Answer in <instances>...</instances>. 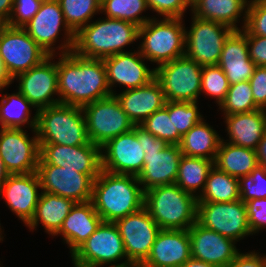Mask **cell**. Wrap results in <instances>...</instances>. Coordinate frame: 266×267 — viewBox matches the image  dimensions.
Returning <instances> with one entry per match:
<instances>
[{
	"label": "cell",
	"mask_w": 266,
	"mask_h": 267,
	"mask_svg": "<svg viewBox=\"0 0 266 267\" xmlns=\"http://www.w3.org/2000/svg\"><path fill=\"white\" fill-rule=\"evenodd\" d=\"M58 98L60 103L83 107L111 94L103 59H89L73 51L59 54Z\"/></svg>",
	"instance_id": "6da1fadb"
},
{
	"label": "cell",
	"mask_w": 266,
	"mask_h": 267,
	"mask_svg": "<svg viewBox=\"0 0 266 267\" xmlns=\"http://www.w3.org/2000/svg\"><path fill=\"white\" fill-rule=\"evenodd\" d=\"M91 202L104 222H115L144 207V191L137 176L102 170L93 182Z\"/></svg>",
	"instance_id": "7a4b0ae2"
},
{
	"label": "cell",
	"mask_w": 266,
	"mask_h": 267,
	"mask_svg": "<svg viewBox=\"0 0 266 267\" xmlns=\"http://www.w3.org/2000/svg\"><path fill=\"white\" fill-rule=\"evenodd\" d=\"M91 22L75 34L73 52L78 56L104 59L138 40L139 27L133 23L107 17Z\"/></svg>",
	"instance_id": "3957f363"
},
{
	"label": "cell",
	"mask_w": 266,
	"mask_h": 267,
	"mask_svg": "<svg viewBox=\"0 0 266 267\" xmlns=\"http://www.w3.org/2000/svg\"><path fill=\"white\" fill-rule=\"evenodd\" d=\"M197 197L176 183L144 192V207L160 229L188 230L197 221Z\"/></svg>",
	"instance_id": "277c9868"
},
{
	"label": "cell",
	"mask_w": 266,
	"mask_h": 267,
	"mask_svg": "<svg viewBox=\"0 0 266 267\" xmlns=\"http://www.w3.org/2000/svg\"><path fill=\"white\" fill-rule=\"evenodd\" d=\"M36 131L39 144L79 146L90 142L82 107L59 103L38 110Z\"/></svg>",
	"instance_id": "5b68a950"
},
{
	"label": "cell",
	"mask_w": 266,
	"mask_h": 267,
	"mask_svg": "<svg viewBox=\"0 0 266 267\" xmlns=\"http://www.w3.org/2000/svg\"><path fill=\"white\" fill-rule=\"evenodd\" d=\"M152 18L139 27L138 47L141 55L157 66L171 62L185 54V26L183 18Z\"/></svg>",
	"instance_id": "8992f818"
},
{
	"label": "cell",
	"mask_w": 266,
	"mask_h": 267,
	"mask_svg": "<svg viewBox=\"0 0 266 267\" xmlns=\"http://www.w3.org/2000/svg\"><path fill=\"white\" fill-rule=\"evenodd\" d=\"M71 257L74 267H104L107 264H111L108 267H135L127 260L122 237L114 222L102 221ZM124 258L126 260L121 262Z\"/></svg>",
	"instance_id": "52a82bcc"
},
{
	"label": "cell",
	"mask_w": 266,
	"mask_h": 267,
	"mask_svg": "<svg viewBox=\"0 0 266 267\" xmlns=\"http://www.w3.org/2000/svg\"><path fill=\"white\" fill-rule=\"evenodd\" d=\"M144 166L137 176L144 192L176 182L182 157L179 145L168 144L143 129Z\"/></svg>",
	"instance_id": "ba28073f"
},
{
	"label": "cell",
	"mask_w": 266,
	"mask_h": 267,
	"mask_svg": "<svg viewBox=\"0 0 266 267\" xmlns=\"http://www.w3.org/2000/svg\"><path fill=\"white\" fill-rule=\"evenodd\" d=\"M202 67L185 55L156 66L155 78L161 84L166 101L198 102Z\"/></svg>",
	"instance_id": "9c48e42d"
},
{
	"label": "cell",
	"mask_w": 266,
	"mask_h": 267,
	"mask_svg": "<svg viewBox=\"0 0 266 267\" xmlns=\"http://www.w3.org/2000/svg\"><path fill=\"white\" fill-rule=\"evenodd\" d=\"M90 142L102 147L135 126L112 94L82 107Z\"/></svg>",
	"instance_id": "30bf717a"
},
{
	"label": "cell",
	"mask_w": 266,
	"mask_h": 267,
	"mask_svg": "<svg viewBox=\"0 0 266 267\" xmlns=\"http://www.w3.org/2000/svg\"><path fill=\"white\" fill-rule=\"evenodd\" d=\"M49 56L22 27L0 25V57L13 82L19 73L38 66Z\"/></svg>",
	"instance_id": "8fae6325"
},
{
	"label": "cell",
	"mask_w": 266,
	"mask_h": 267,
	"mask_svg": "<svg viewBox=\"0 0 266 267\" xmlns=\"http://www.w3.org/2000/svg\"><path fill=\"white\" fill-rule=\"evenodd\" d=\"M22 28L50 56H55L57 48L61 52L60 54L73 51L75 34L65 23L63 12L57 0L43 1L39 11ZM62 28L65 31L64 38L66 40H63L61 46L54 48L53 45L57 42Z\"/></svg>",
	"instance_id": "7c38bea8"
},
{
	"label": "cell",
	"mask_w": 266,
	"mask_h": 267,
	"mask_svg": "<svg viewBox=\"0 0 266 267\" xmlns=\"http://www.w3.org/2000/svg\"><path fill=\"white\" fill-rule=\"evenodd\" d=\"M190 30L185 29V56L201 66L218 65L231 27L193 16Z\"/></svg>",
	"instance_id": "4fadbf2b"
},
{
	"label": "cell",
	"mask_w": 266,
	"mask_h": 267,
	"mask_svg": "<svg viewBox=\"0 0 266 267\" xmlns=\"http://www.w3.org/2000/svg\"><path fill=\"white\" fill-rule=\"evenodd\" d=\"M197 222L236 242L252 235L246 204L241 199L233 202H198Z\"/></svg>",
	"instance_id": "5bb4252c"
},
{
	"label": "cell",
	"mask_w": 266,
	"mask_h": 267,
	"mask_svg": "<svg viewBox=\"0 0 266 267\" xmlns=\"http://www.w3.org/2000/svg\"><path fill=\"white\" fill-rule=\"evenodd\" d=\"M101 151L102 170L138 176L144 166L143 128L134 126L131 131L109 140Z\"/></svg>",
	"instance_id": "9a60e30c"
},
{
	"label": "cell",
	"mask_w": 266,
	"mask_h": 267,
	"mask_svg": "<svg viewBox=\"0 0 266 267\" xmlns=\"http://www.w3.org/2000/svg\"><path fill=\"white\" fill-rule=\"evenodd\" d=\"M114 223L122 237L127 260L139 267L149 256L160 227L145 207Z\"/></svg>",
	"instance_id": "2e32d148"
},
{
	"label": "cell",
	"mask_w": 266,
	"mask_h": 267,
	"mask_svg": "<svg viewBox=\"0 0 266 267\" xmlns=\"http://www.w3.org/2000/svg\"><path fill=\"white\" fill-rule=\"evenodd\" d=\"M32 131L35 134L30 139L23 128L0 129V156L11 175L29 174L37 170L40 146L37 131Z\"/></svg>",
	"instance_id": "e0dca14e"
},
{
	"label": "cell",
	"mask_w": 266,
	"mask_h": 267,
	"mask_svg": "<svg viewBox=\"0 0 266 267\" xmlns=\"http://www.w3.org/2000/svg\"><path fill=\"white\" fill-rule=\"evenodd\" d=\"M38 163L65 167L89 175L95 180L102 171L101 147L89 142L86 145L66 146L39 144Z\"/></svg>",
	"instance_id": "ac0fdd59"
},
{
	"label": "cell",
	"mask_w": 266,
	"mask_h": 267,
	"mask_svg": "<svg viewBox=\"0 0 266 267\" xmlns=\"http://www.w3.org/2000/svg\"><path fill=\"white\" fill-rule=\"evenodd\" d=\"M36 173L43 192L75 203L91 201L94 180L89 175L47 163H38Z\"/></svg>",
	"instance_id": "d6986e66"
},
{
	"label": "cell",
	"mask_w": 266,
	"mask_h": 267,
	"mask_svg": "<svg viewBox=\"0 0 266 267\" xmlns=\"http://www.w3.org/2000/svg\"><path fill=\"white\" fill-rule=\"evenodd\" d=\"M53 57L55 56H49L38 66L15 77L16 80L19 79L18 91L36 111L60 103L59 98H53L56 94L58 96L57 65Z\"/></svg>",
	"instance_id": "ffe728a7"
},
{
	"label": "cell",
	"mask_w": 266,
	"mask_h": 267,
	"mask_svg": "<svg viewBox=\"0 0 266 267\" xmlns=\"http://www.w3.org/2000/svg\"><path fill=\"white\" fill-rule=\"evenodd\" d=\"M139 50L122 52L103 59L107 83L111 94L116 93L112 88L119 84L127 89L139 88L155 78V68L150 69Z\"/></svg>",
	"instance_id": "44dd1931"
},
{
	"label": "cell",
	"mask_w": 266,
	"mask_h": 267,
	"mask_svg": "<svg viewBox=\"0 0 266 267\" xmlns=\"http://www.w3.org/2000/svg\"><path fill=\"white\" fill-rule=\"evenodd\" d=\"M191 257L219 267H227L240 253L236 241L207 229L197 221L188 229Z\"/></svg>",
	"instance_id": "7402d4cb"
},
{
	"label": "cell",
	"mask_w": 266,
	"mask_h": 267,
	"mask_svg": "<svg viewBox=\"0 0 266 267\" xmlns=\"http://www.w3.org/2000/svg\"><path fill=\"white\" fill-rule=\"evenodd\" d=\"M38 189L41 185L36 172L10 175L0 189V198L25 226L34 217L41 194Z\"/></svg>",
	"instance_id": "603a6c76"
},
{
	"label": "cell",
	"mask_w": 266,
	"mask_h": 267,
	"mask_svg": "<svg viewBox=\"0 0 266 267\" xmlns=\"http://www.w3.org/2000/svg\"><path fill=\"white\" fill-rule=\"evenodd\" d=\"M190 258L188 230L161 229L149 256L139 267H181Z\"/></svg>",
	"instance_id": "cb8c5ba5"
},
{
	"label": "cell",
	"mask_w": 266,
	"mask_h": 267,
	"mask_svg": "<svg viewBox=\"0 0 266 267\" xmlns=\"http://www.w3.org/2000/svg\"><path fill=\"white\" fill-rule=\"evenodd\" d=\"M114 95L135 126H139L154 112L162 109L166 103L161 84L156 78L144 86Z\"/></svg>",
	"instance_id": "d4e9b609"
},
{
	"label": "cell",
	"mask_w": 266,
	"mask_h": 267,
	"mask_svg": "<svg viewBox=\"0 0 266 267\" xmlns=\"http://www.w3.org/2000/svg\"><path fill=\"white\" fill-rule=\"evenodd\" d=\"M218 66L230 85L250 80L256 65L249 57L247 37L241 30H234L226 39Z\"/></svg>",
	"instance_id": "484cf974"
},
{
	"label": "cell",
	"mask_w": 266,
	"mask_h": 267,
	"mask_svg": "<svg viewBox=\"0 0 266 267\" xmlns=\"http://www.w3.org/2000/svg\"><path fill=\"white\" fill-rule=\"evenodd\" d=\"M102 221L91 201L76 202L54 237L62 235L64 243L68 244L72 255L98 228Z\"/></svg>",
	"instance_id": "4316f807"
},
{
	"label": "cell",
	"mask_w": 266,
	"mask_h": 267,
	"mask_svg": "<svg viewBox=\"0 0 266 267\" xmlns=\"http://www.w3.org/2000/svg\"><path fill=\"white\" fill-rule=\"evenodd\" d=\"M226 131L233 145L256 150L266 132V110L224 115Z\"/></svg>",
	"instance_id": "83f0119b"
},
{
	"label": "cell",
	"mask_w": 266,
	"mask_h": 267,
	"mask_svg": "<svg viewBox=\"0 0 266 267\" xmlns=\"http://www.w3.org/2000/svg\"><path fill=\"white\" fill-rule=\"evenodd\" d=\"M248 3L249 0H197L190 9L192 16L227 25L233 30H241L236 23L243 15L244 23L241 28H244Z\"/></svg>",
	"instance_id": "f1b7e54d"
},
{
	"label": "cell",
	"mask_w": 266,
	"mask_h": 267,
	"mask_svg": "<svg viewBox=\"0 0 266 267\" xmlns=\"http://www.w3.org/2000/svg\"><path fill=\"white\" fill-rule=\"evenodd\" d=\"M74 204L72 199L41 191L34 217L26 226L33 231L41 223L45 232L54 236Z\"/></svg>",
	"instance_id": "f546056e"
},
{
	"label": "cell",
	"mask_w": 266,
	"mask_h": 267,
	"mask_svg": "<svg viewBox=\"0 0 266 267\" xmlns=\"http://www.w3.org/2000/svg\"><path fill=\"white\" fill-rule=\"evenodd\" d=\"M225 141L222 139L220 143L214 165L236 178L249 175L259 165L256 150Z\"/></svg>",
	"instance_id": "4dcf8cb0"
},
{
	"label": "cell",
	"mask_w": 266,
	"mask_h": 267,
	"mask_svg": "<svg viewBox=\"0 0 266 267\" xmlns=\"http://www.w3.org/2000/svg\"><path fill=\"white\" fill-rule=\"evenodd\" d=\"M221 141L217 131L203 119L182 137L179 146L182 155L215 161Z\"/></svg>",
	"instance_id": "1f68e13d"
},
{
	"label": "cell",
	"mask_w": 266,
	"mask_h": 267,
	"mask_svg": "<svg viewBox=\"0 0 266 267\" xmlns=\"http://www.w3.org/2000/svg\"><path fill=\"white\" fill-rule=\"evenodd\" d=\"M34 106L19 92L3 94L0 100V128H22L25 124L36 130L37 111L31 117ZM31 117V119H30Z\"/></svg>",
	"instance_id": "d6a6232c"
},
{
	"label": "cell",
	"mask_w": 266,
	"mask_h": 267,
	"mask_svg": "<svg viewBox=\"0 0 266 267\" xmlns=\"http://www.w3.org/2000/svg\"><path fill=\"white\" fill-rule=\"evenodd\" d=\"M213 166V160L182 155L175 183L185 192L198 197Z\"/></svg>",
	"instance_id": "836d02e7"
},
{
	"label": "cell",
	"mask_w": 266,
	"mask_h": 267,
	"mask_svg": "<svg viewBox=\"0 0 266 267\" xmlns=\"http://www.w3.org/2000/svg\"><path fill=\"white\" fill-rule=\"evenodd\" d=\"M240 199L239 178L230 176L215 165L209 172L198 202H233Z\"/></svg>",
	"instance_id": "e575fe53"
},
{
	"label": "cell",
	"mask_w": 266,
	"mask_h": 267,
	"mask_svg": "<svg viewBox=\"0 0 266 267\" xmlns=\"http://www.w3.org/2000/svg\"><path fill=\"white\" fill-rule=\"evenodd\" d=\"M148 9L147 0H101L100 13L107 18L120 19L143 26L150 17L140 16Z\"/></svg>",
	"instance_id": "d590c367"
},
{
	"label": "cell",
	"mask_w": 266,
	"mask_h": 267,
	"mask_svg": "<svg viewBox=\"0 0 266 267\" xmlns=\"http://www.w3.org/2000/svg\"><path fill=\"white\" fill-rule=\"evenodd\" d=\"M69 29L76 34L100 12L101 0H57Z\"/></svg>",
	"instance_id": "8d00e7d4"
},
{
	"label": "cell",
	"mask_w": 266,
	"mask_h": 267,
	"mask_svg": "<svg viewBox=\"0 0 266 267\" xmlns=\"http://www.w3.org/2000/svg\"><path fill=\"white\" fill-rule=\"evenodd\" d=\"M139 126L158 139L165 140L168 144L179 145L182 140V136L172 123V117L169 116V101H166L162 109L154 112Z\"/></svg>",
	"instance_id": "74e56055"
},
{
	"label": "cell",
	"mask_w": 266,
	"mask_h": 267,
	"mask_svg": "<svg viewBox=\"0 0 266 267\" xmlns=\"http://www.w3.org/2000/svg\"><path fill=\"white\" fill-rule=\"evenodd\" d=\"M219 109L223 115L235 113L251 112L260 109L253 99L249 81H242L230 85L224 101L220 104Z\"/></svg>",
	"instance_id": "f35d334b"
},
{
	"label": "cell",
	"mask_w": 266,
	"mask_h": 267,
	"mask_svg": "<svg viewBox=\"0 0 266 267\" xmlns=\"http://www.w3.org/2000/svg\"><path fill=\"white\" fill-rule=\"evenodd\" d=\"M201 79V93L216 99L215 102L220 106L230 87L222 69L218 65H205L202 67Z\"/></svg>",
	"instance_id": "ab89813d"
},
{
	"label": "cell",
	"mask_w": 266,
	"mask_h": 267,
	"mask_svg": "<svg viewBox=\"0 0 266 267\" xmlns=\"http://www.w3.org/2000/svg\"><path fill=\"white\" fill-rule=\"evenodd\" d=\"M197 105V102L169 101V116L172 117V123L182 137L204 119Z\"/></svg>",
	"instance_id": "60d3db41"
},
{
	"label": "cell",
	"mask_w": 266,
	"mask_h": 267,
	"mask_svg": "<svg viewBox=\"0 0 266 267\" xmlns=\"http://www.w3.org/2000/svg\"><path fill=\"white\" fill-rule=\"evenodd\" d=\"M240 199L245 203L251 199L266 198V169L260 165L247 176L239 178Z\"/></svg>",
	"instance_id": "b9f144b4"
},
{
	"label": "cell",
	"mask_w": 266,
	"mask_h": 267,
	"mask_svg": "<svg viewBox=\"0 0 266 267\" xmlns=\"http://www.w3.org/2000/svg\"><path fill=\"white\" fill-rule=\"evenodd\" d=\"M244 29L251 35L266 37V0H250Z\"/></svg>",
	"instance_id": "7bdbcfd3"
},
{
	"label": "cell",
	"mask_w": 266,
	"mask_h": 267,
	"mask_svg": "<svg viewBox=\"0 0 266 267\" xmlns=\"http://www.w3.org/2000/svg\"><path fill=\"white\" fill-rule=\"evenodd\" d=\"M42 0H14L11 16L6 25L23 27L39 11Z\"/></svg>",
	"instance_id": "ee69618b"
},
{
	"label": "cell",
	"mask_w": 266,
	"mask_h": 267,
	"mask_svg": "<svg viewBox=\"0 0 266 267\" xmlns=\"http://www.w3.org/2000/svg\"><path fill=\"white\" fill-rule=\"evenodd\" d=\"M147 6L166 18H182L187 8L191 7L186 0H147Z\"/></svg>",
	"instance_id": "f6af8a7d"
},
{
	"label": "cell",
	"mask_w": 266,
	"mask_h": 267,
	"mask_svg": "<svg viewBox=\"0 0 266 267\" xmlns=\"http://www.w3.org/2000/svg\"><path fill=\"white\" fill-rule=\"evenodd\" d=\"M245 204L249 228L253 235L266 226V198L251 199Z\"/></svg>",
	"instance_id": "bcb514c9"
},
{
	"label": "cell",
	"mask_w": 266,
	"mask_h": 267,
	"mask_svg": "<svg viewBox=\"0 0 266 267\" xmlns=\"http://www.w3.org/2000/svg\"><path fill=\"white\" fill-rule=\"evenodd\" d=\"M249 82L255 104L266 110V66H256Z\"/></svg>",
	"instance_id": "7dc6e473"
},
{
	"label": "cell",
	"mask_w": 266,
	"mask_h": 267,
	"mask_svg": "<svg viewBox=\"0 0 266 267\" xmlns=\"http://www.w3.org/2000/svg\"><path fill=\"white\" fill-rule=\"evenodd\" d=\"M241 31L247 37L250 59L256 66H266V37L251 35L244 28Z\"/></svg>",
	"instance_id": "c3c4849f"
},
{
	"label": "cell",
	"mask_w": 266,
	"mask_h": 267,
	"mask_svg": "<svg viewBox=\"0 0 266 267\" xmlns=\"http://www.w3.org/2000/svg\"><path fill=\"white\" fill-rule=\"evenodd\" d=\"M227 267H266V255L252 251L249 253H239Z\"/></svg>",
	"instance_id": "681fc988"
},
{
	"label": "cell",
	"mask_w": 266,
	"mask_h": 267,
	"mask_svg": "<svg viewBox=\"0 0 266 267\" xmlns=\"http://www.w3.org/2000/svg\"><path fill=\"white\" fill-rule=\"evenodd\" d=\"M14 6V0H0V25L7 24Z\"/></svg>",
	"instance_id": "f907efd6"
},
{
	"label": "cell",
	"mask_w": 266,
	"mask_h": 267,
	"mask_svg": "<svg viewBox=\"0 0 266 267\" xmlns=\"http://www.w3.org/2000/svg\"><path fill=\"white\" fill-rule=\"evenodd\" d=\"M256 155L258 164L266 169V132L258 144Z\"/></svg>",
	"instance_id": "816d5d0a"
},
{
	"label": "cell",
	"mask_w": 266,
	"mask_h": 267,
	"mask_svg": "<svg viewBox=\"0 0 266 267\" xmlns=\"http://www.w3.org/2000/svg\"><path fill=\"white\" fill-rule=\"evenodd\" d=\"M13 83V80L8 76L3 62H2V58L0 57V92H3V89H5V87L7 88V86L11 85Z\"/></svg>",
	"instance_id": "f5cc1de1"
},
{
	"label": "cell",
	"mask_w": 266,
	"mask_h": 267,
	"mask_svg": "<svg viewBox=\"0 0 266 267\" xmlns=\"http://www.w3.org/2000/svg\"><path fill=\"white\" fill-rule=\"evenodd\" d=\"M181 267H219L191 257Z\"/></svg>",
	"instance_id": "db71d44e"
},
{
	"label": "cell",
	"mask_w": 266,
	"mask_h": 267,
	"mask_svg": "<svg viewBox=\"0 0 266 267\" xmlns=\"http://www.w3.org/2000/svg\"><path fill=\"white\" fill-rule=\"evenodd\" d=\"M11 174L7 171L3 159L0 156V189Z\"/></svg>",
	"instance_id": "11a10c76"
},
{
	"label": "cell",
	"mask_w": 266,
	"mask_h": 267,
	"mask_svg": "<svg viewBox=\"0 0 266 267\" xmlns=\"http://www.w3.org/2000/svg\"><path fill=\"white\" fill-rule=\"evenodd\" d=\"M196 1H197V0H186V2H187L190 6H192L193 3L196 2Z\"/></svg>",
	"instance_id": "9f6ffc18"
},
{
	"label": "cell",
	"mask_w": 266,
	"mask_h": 267,
	"mask_svg": "<svg viewBox=\"0 0 266 267\" xmlns=\"http://www.w3.org/2000/svg\"><path fill=\"white\" fill-rule=\"evenodd\" d=\"M0 225H1V224H0ZM1 229H2V228H1V226H0V242L3 241V238H4V237L2 236V231H1Z\"/></svg>",
	"instance_id": "6f0895ef"
}]
</instances>
